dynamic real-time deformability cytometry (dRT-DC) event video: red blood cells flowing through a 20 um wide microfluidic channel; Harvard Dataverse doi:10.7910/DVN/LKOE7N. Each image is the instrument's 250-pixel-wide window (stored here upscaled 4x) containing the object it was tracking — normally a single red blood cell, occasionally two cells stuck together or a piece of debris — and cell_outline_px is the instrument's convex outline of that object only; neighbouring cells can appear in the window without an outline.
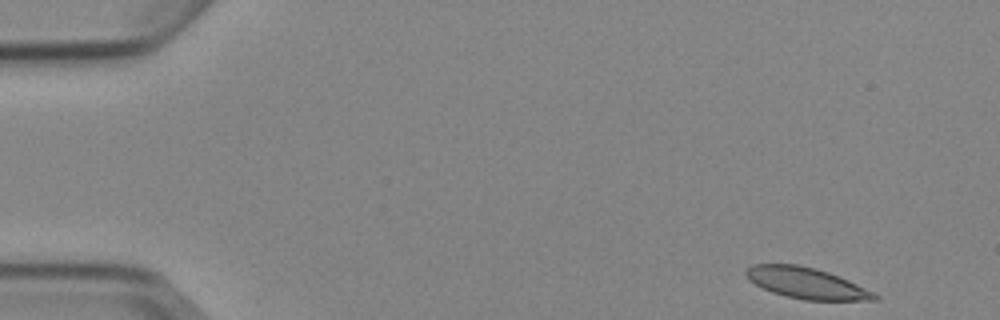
{"species": "Egyptian fruit bat (a non-hibernating species)", "species_latin": "Rousettus aegyptiacus", "temperature_condition": "cold", "stored_images_in_passage": 4, "camera_frame_rate_fps": 3000, "um_per_image_px": 0.085, "animal": {"sex": "female"}, "frame": {"image": 1, "passage_image": 1, "time_ms": 0.0, "image_size_px": [1000, 320], "cell_outline_px": [[880, 296], [876, 300], [804, 300], [784, 296], [772, 292], [748, 280], [744, 272], [752, 264], [796, 264], [816, 268], [828, 272], [848, 280]], "centroid_in_image_um": [68.51, 24.06], "position_along_channel_um": 16.5, "area_um2": 23.06}}
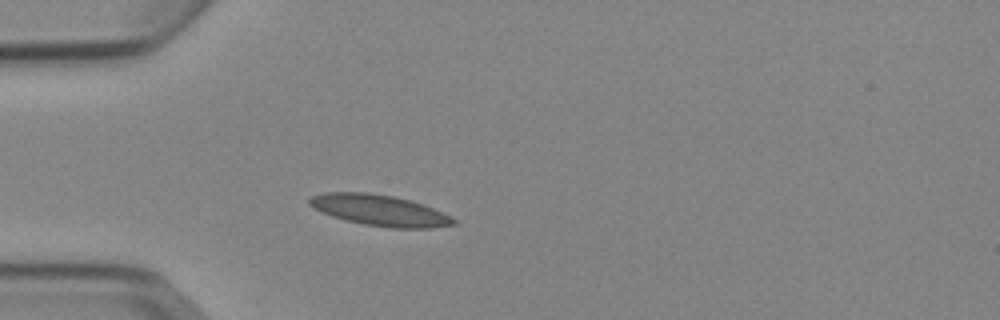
{"frame": {"image": 2, "passage_image": 4, "time_ms": 3.667, "image_size_px": [1000, 320], "cell_outline_px": [[456, 224], [432, 228], [392, 228], [364, 224], [344, 220], [332, 216], [308, 204], [308, 200], [312, 196], [324, 192], [368, 192], [392, 196], [408, 200], [432, 208], [452, 216], [456, 220]], "centroid_in_image_um": [32.28, 17.88], "position_along_channel_um": 52.7, "area_um2": 25.78}}